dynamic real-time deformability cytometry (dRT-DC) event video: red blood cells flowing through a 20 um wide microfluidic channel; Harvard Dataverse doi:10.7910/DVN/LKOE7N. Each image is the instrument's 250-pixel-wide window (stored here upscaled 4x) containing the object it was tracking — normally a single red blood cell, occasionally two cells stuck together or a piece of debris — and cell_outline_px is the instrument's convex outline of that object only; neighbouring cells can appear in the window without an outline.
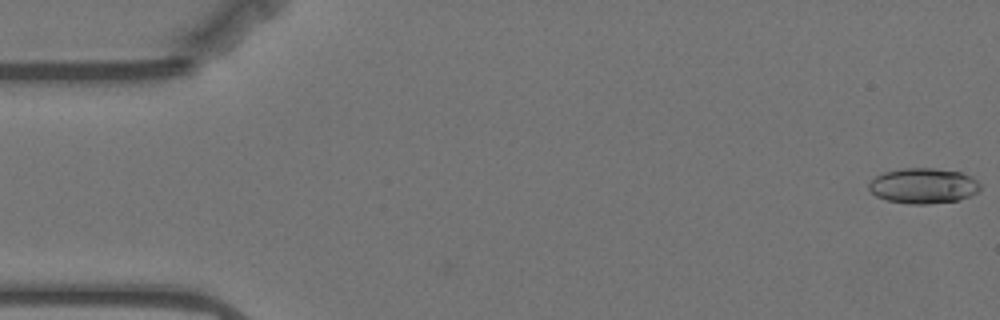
{"species": "Egyptian fruit bat (a non-hibernating species)", "species_latin": "Rousettus aegyptiacus", "temperature_condition": "warm", "stored_images_in_passage": 57, "camera_frame_rate_fps": 3000, "um_per_image_px": 0.085, "animal": {"sex": "female"}, "frame": {"image": 1, "passage_image": 1, "time_ms": 0.0, "image_size_px": [1000, 320], "cell_outline_px": [[980, 188], [976, 192], [960, 200], [928, 204], [908, 204], [888, 200], [876, 196], [868, 188], [868, 184], [876, 176], [884, 172], [900, 168], [932, 168], [960, 172], [972, 176], [980, 184]], "centroid_in_image_um": [78.47, 15.79], "position_along_channel_um": 6.5, "area_um2": 22.95}}
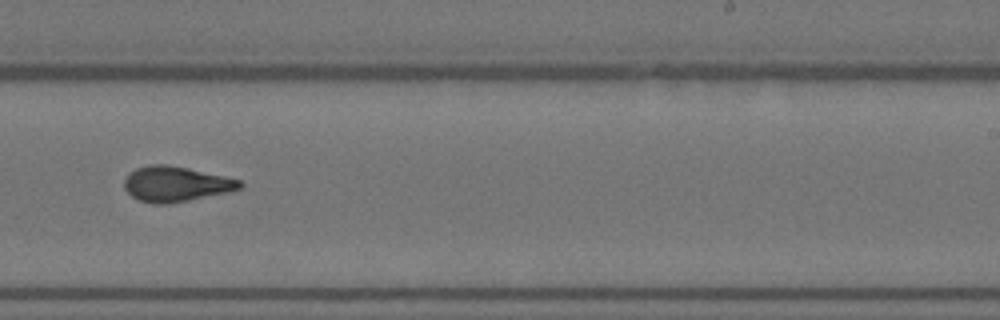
{"frame": {"image": 2, "passage_image": 35, "time_ms": 11.333, "image_size_px": [1000, 320], "cell_outline_px": [[244, 184], [240, 188], [228, 192], [168, 204], [152, 204], [140, 200], [132, 196], [124, 188], [124, 180], [128, 172], [136, 168], [148, 164], [168, 164], [188, 168], [224, 176], [240, 180]], "centroid_in_image_um": [14.91, 15.63], "position_along_channel_um": 274.1, "area_um2": 23.76}}
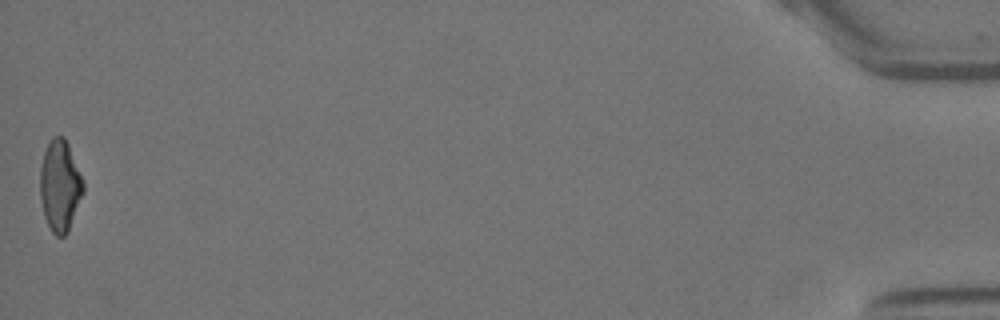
{"frame": {"image": 3, "passage_image": 57, "time_ms": 18.667, "image_size_px": [1000, 320], "cell_outline_px": [[84, 192], [68, 232], [64, 236], [56, 236], [52, 232], [44, 216], [40, 196], [40, 168], [44, 152], [52, 136], [64, 136], [68, 144], [84, 180]], "centroid_in_image_um": [5.11, 15.79], "position_along_channel_um": 430.1, "area_um2": 23.06}, "authors_computed_cell_mechanics": {"area_um2": 22.7732, "velocity_mm_per_s": 3.5267, "shape_relaxation_time_tau1_ms": 9.6951, "shape_relaxation_time_tau2_ms": 2.0968, "deformation_change_tau1": 0.2703, "deformation_change_tau2": 0.0834}}